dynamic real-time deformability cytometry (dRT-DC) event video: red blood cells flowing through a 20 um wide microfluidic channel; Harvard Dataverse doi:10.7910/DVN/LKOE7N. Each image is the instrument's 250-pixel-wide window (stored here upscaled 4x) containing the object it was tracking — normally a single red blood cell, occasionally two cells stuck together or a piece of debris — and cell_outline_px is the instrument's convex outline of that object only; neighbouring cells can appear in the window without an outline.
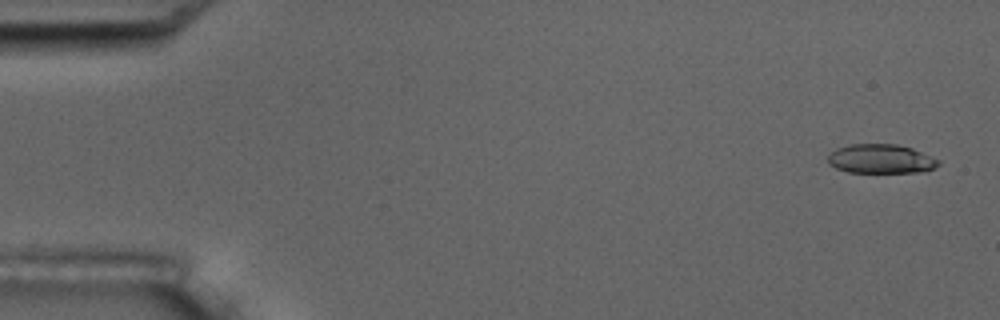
{"species": "common noctule bat (a hibernating species)", "species_latin": "Nyctalus noctula", "temperature_condition": "room temperature", "stored_images_in_passage": 4, "camera_frame_rate_fps": 3000, "um_per_image_px": 0.085, "animal": {"sex": "male", "body_mass_g": 17.5, "forearm_length_mm": 52.3}, "frame": {"image": 1, "passage_image": 1, "time_ms": 0.0, "image_size_px": [1000, 320], "cell_outline_px": [[940, 164], [936, 168], [924, 172], [848, 172], [836, 168], [828, 164], [828, 156], [836, 148], [848, 144], [896, 144], [912, 148], [940, 160]], "centroid_in_image_um": [74.89, 13.5], "position_along_channel_um": 10.1, "area_um2": 18.9}}